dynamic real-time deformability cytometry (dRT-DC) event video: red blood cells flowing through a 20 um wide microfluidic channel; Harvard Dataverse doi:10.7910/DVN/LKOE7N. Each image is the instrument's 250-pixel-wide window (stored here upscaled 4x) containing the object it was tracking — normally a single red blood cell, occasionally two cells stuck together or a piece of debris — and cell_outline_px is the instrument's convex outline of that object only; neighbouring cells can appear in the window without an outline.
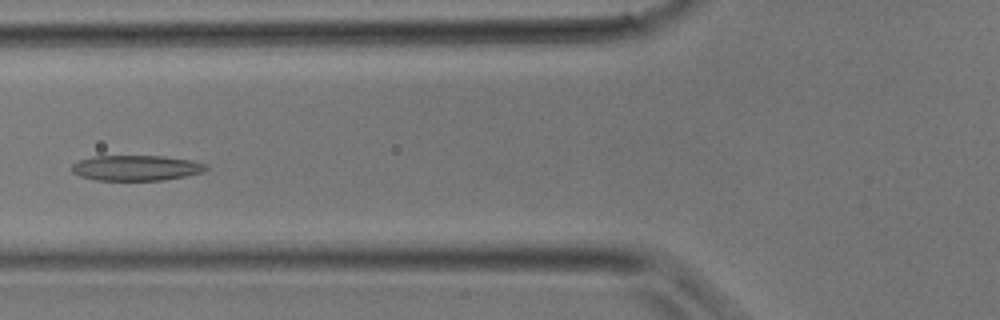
{"species": "common noctule bat (a hibernating species)", "species_latin": "Nyctalus noctula", "temperature_condition": "room temperature", "stored_images_in_passage": 35, "camera_frame_rate_fps": 3000, "um_per_image_px": 0.085, "animal": {"sex": "male", "body_mass_g": 17.9}, "frame": {"image": 1, "passage_image": 13, "time_ms": 4.0, "image_size_px": [1000, 320], "cell_outline_px": [[212, 168], [200, 172], [184, 176], [164, 180], [96, 180], [80, 176], [72, 172], [72, 164], [80, 160], [92, 156], [164, 156], [192, 160], [208, 164]], "centroid_in_image_um": [11.61, 14.27], "position_along_channel_um": 114.2, "area_um2": 19.94}}
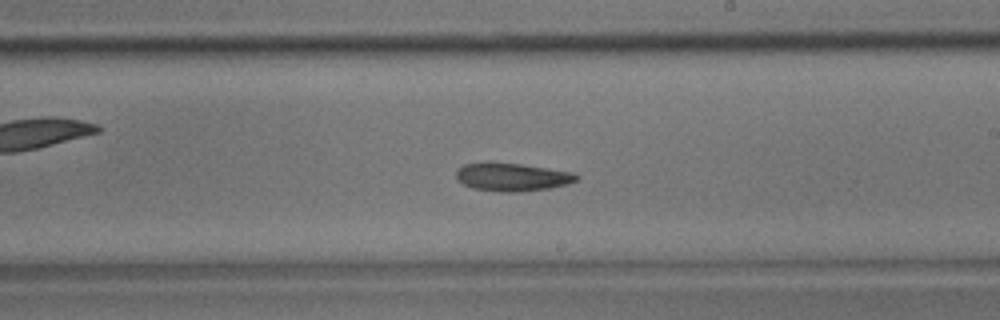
{"frame": {"image": 2, "passage_image": 20, "time_ms": 6.333, "image_size_px": [1000, 320], "cell_outline_px": [[580, 176], [576, 180], [568, 184], [548, 188], [520, 192], [504, 192], [472, 188], [464, 184], [456, 176], [456, 168], [464, 164], [488, 160], [492, 160], [520, 164], [572, 172]], "centroid_in_image_um": [43.48, 15.01], "position_along_channel_um": 245.5, "area_um2": 20.0}}
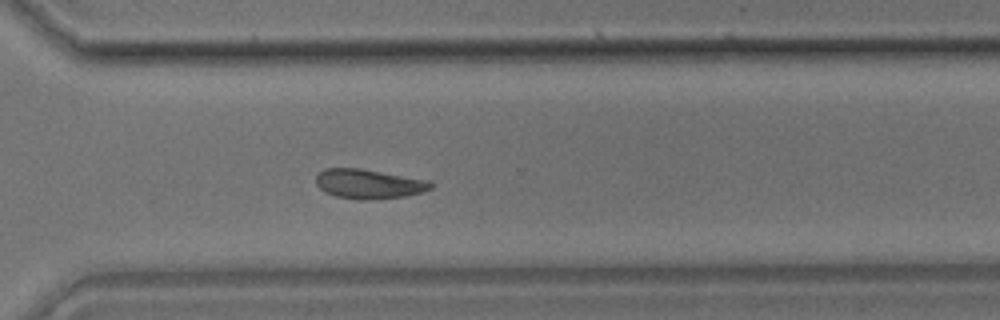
{"frame": {"image": 3, "passage_image": 25, "time_ms": 8.0, "image_size_px": [1000, 320], "cell_outline_px": [[436, 184], [432, 188], [424, 192], [404, 196], [368, 200], [360, 200], [336, 196], [324, 192], [316, 184], [316, 176], [324, 168], [360, 168], [428, 180]], "centroid_in_image_um": [31.36, 15.63], "position_along_channel_um": 339.2, "area_um2": 19.83}}